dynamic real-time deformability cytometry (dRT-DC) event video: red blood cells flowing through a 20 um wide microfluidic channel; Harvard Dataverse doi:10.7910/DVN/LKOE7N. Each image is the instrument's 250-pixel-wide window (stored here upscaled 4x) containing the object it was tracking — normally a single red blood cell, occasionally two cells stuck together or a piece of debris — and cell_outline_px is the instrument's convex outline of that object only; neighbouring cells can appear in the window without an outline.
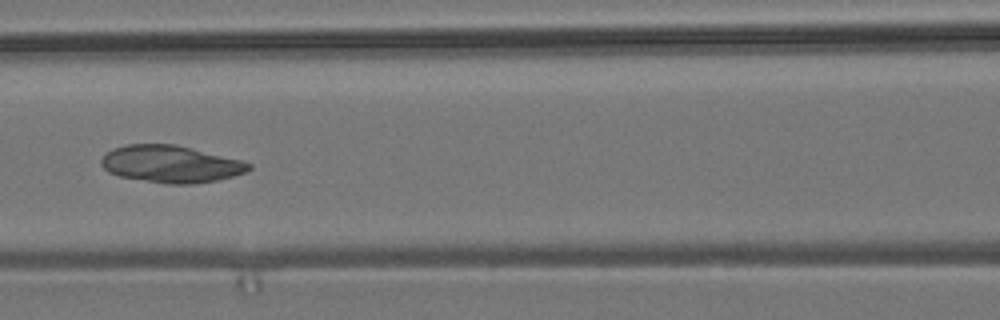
{"species": "common noctule bat (a hibernating species)", "species_latin": "Nyctalus noctula", "temperature_condition": "room temperature", "stored_images_in_passage": 8, "camera_frame_rate_fps": 3000, "um_per_image_px": 0.085, "animal": {"sex": "male", "body_mass_g": 19.2, "forearm_length_mm": 51.8}, "frame": {"image": 1, "passage_image": 6, "time_ms": 6.0, "image_size_px": [1000, 320], "cell_outline_px": [[252, 168], [244, 172], [232, 176], [216, 180], [196, 184], [168, 184], [120, 176], [108, 172], [100, 164], [100, 160], [108, 152], [116, 148], [128, 144], [172, 144], [192, 148], [240, 160], [252, 164]], "centroid_in_image_um": [14.52, 13.95], "position_along_channel_um": 152.1, "area_um2": 31.56}}
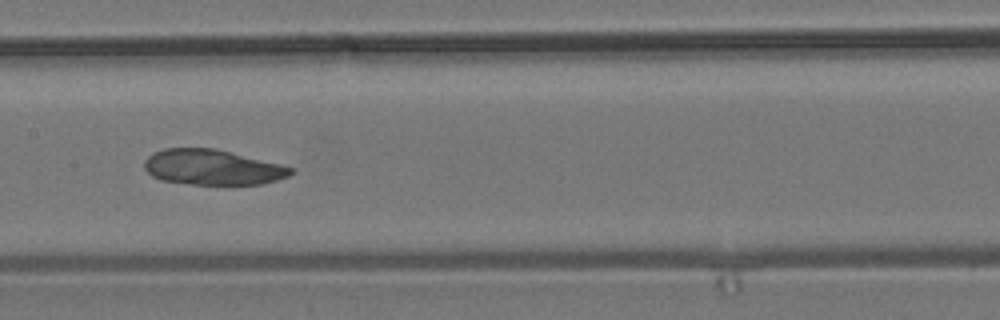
{"frame": {"image": 2, "passage_image": 7, "time_ms": 7.0, "image_size_px": [1000, 320], "cell_outline_px": [[292, 172], [288, 176], [276, 180], [260, 184], [192, 184], [160, 180], [152, 176], [144, 168], [144, 160], [152, 152], [164, 148], [216, 148], [280, 164], [292, 168]], "centroid_in_image_um": [18.0, 14.21], "position_along_channel_um": 189.4, "area_um2": 30.06}}
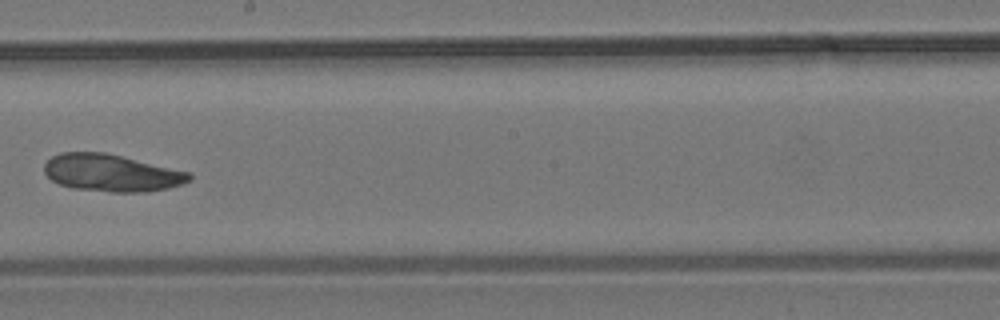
{"frame": {"image": 3, "passage_image": 8, "time_ms": 8.333, "image_size_px": [1000, 320], "cell_outline_px": [[192, 180], [184, 184], [168, 188], [148, 192], [112, 192], [72, 188], [60, 184], [52, 180], [44, 172], [44, 164], [52, 156], [60, 152], [104, 152], [192, 172]], "centroid_in_image_um": [9.52, 14.7], "position_along_channel_um": 238.7, "area_um2": 31.67}}